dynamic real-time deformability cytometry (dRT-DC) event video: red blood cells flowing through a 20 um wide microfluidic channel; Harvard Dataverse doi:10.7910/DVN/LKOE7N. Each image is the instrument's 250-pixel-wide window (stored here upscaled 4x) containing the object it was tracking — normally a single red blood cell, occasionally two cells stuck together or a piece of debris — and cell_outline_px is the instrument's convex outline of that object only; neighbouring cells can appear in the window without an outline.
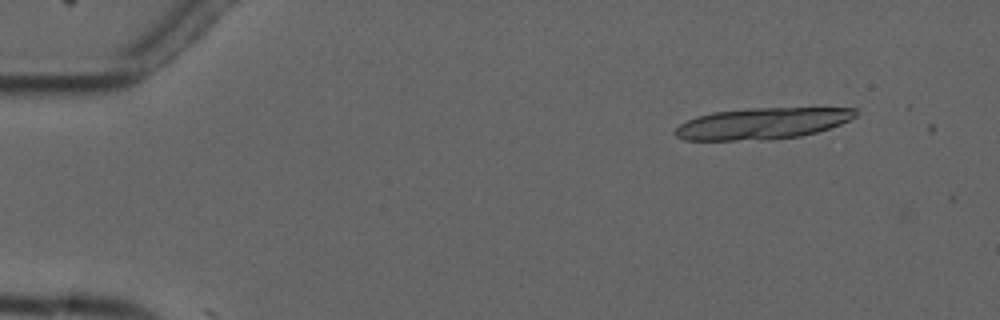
{"species": "common noctule bat (a hibernating species)", "species_latin": "Nyctalus noctula", "temperature_condition": "cold", "stored_images_in_passage": 2, "camera_frame_rate_fps": 3000, "um_per_image_px": 0.085, "animal": {"sex": "male", "forearm_length_mm": 52.5}, "frame": {"image": 1, "passage_image": 1, "time_ms": 0.0, "image_size_px": [1000, 320], "cell_outline_px": [[860, 112], [856, 116], [840, 124], [816, 132], [800, 136], [768, 140], [684, 140], [676, 136], [672, 132], [680, 124], [696, 116], [712, 112], [748, 108], [856, 108]], "centroid_in_image_um": [64.77, 10.49], "position_along_channel_um": 20.2, "area_um2": 33.06}}